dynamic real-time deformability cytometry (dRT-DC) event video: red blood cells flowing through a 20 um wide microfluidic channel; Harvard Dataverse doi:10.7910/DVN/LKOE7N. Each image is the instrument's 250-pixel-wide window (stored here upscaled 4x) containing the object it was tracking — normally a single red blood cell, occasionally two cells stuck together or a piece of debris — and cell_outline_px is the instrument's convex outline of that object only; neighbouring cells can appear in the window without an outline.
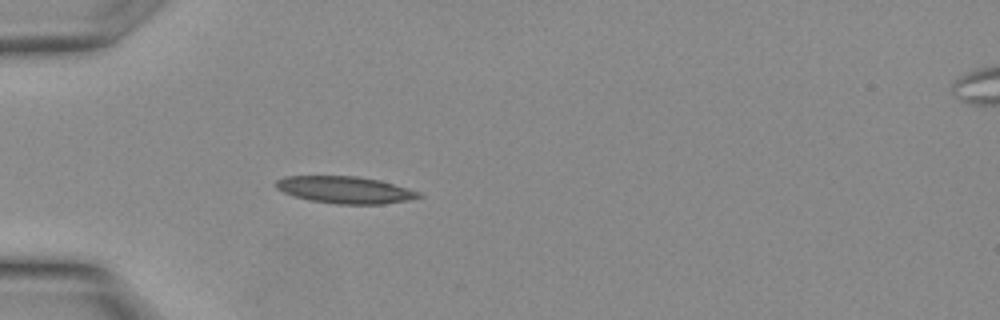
{"species": "Egyptian fruit bat (a non-hibernating species)", "species_latin": "Rousettus aegyptiacus", "temperature_condition": "warm", "stored_images_in_passage": 10, "camera_frame_rate_fps": 3000, "um_per_image_px": 0.085, "animal": {"sex": "female"}, "frame": {"image": 1, "passage_image": 4, "time_ms": 1.0, "image_size_px": [1000, 320], "cell_outline_px": [[424, 196], [384, 204], [336, 204], [308, 200], [284, 192], [276, 188], [276, 180], [284, 176], [356, 176], [380, 180], [420, 192]], "centroid_in_image_um": [29.31, 16.13], "position_along_channel_um": 55.7, "area_um2": 22.31}}
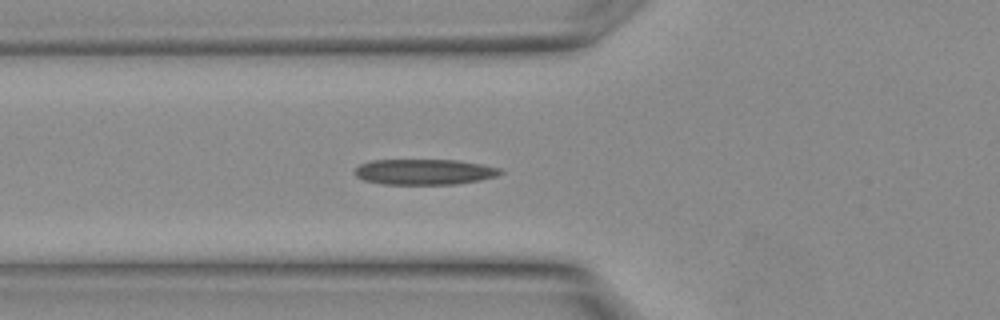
{"frame": {"image": 2, "passage_image": 6, "time_ms": 1.667, "image_size_px": [1000, 320], "cell_outline_px": [[504, 172], [496, 176], [480, 180], [456, 184], [384, 184], [364, 180], [356, 176], [352, 172], [360, 164], [368, 160], [456, 160], [480, 164], [500, 168]], "centroid_in_image_um": [36.04, 14.6], "position_along_channel_um": 89.8, "area_um2": 21.73}}
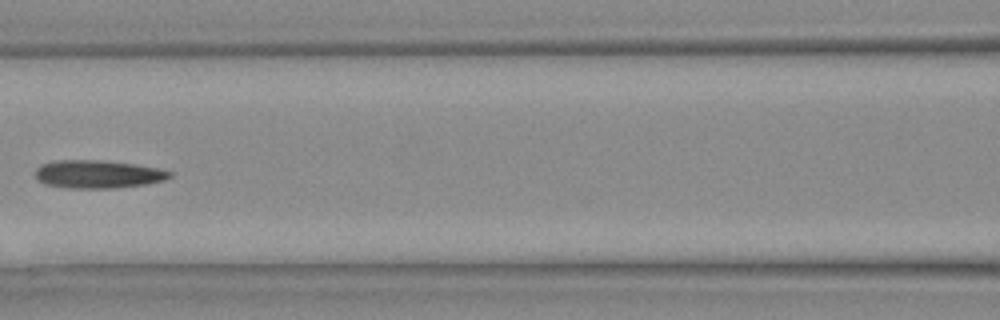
{"frame": {"image": 3, "passage_image": 9, "time_ms": 2.667, "image_size_px": [1000, 320], "cell_outline_px": [[172, 176], [164, 180], [148, 184], [112, 188], [68, 188], [44, 184], [36, 180], [36, 168], [40, 164], [60, 160], [96, 160], [136, 164], [160, 168], [172, 172]], "centroid_in_image_um": [8.32, 14.81], "position_along_channel_um": 158.3, "area_um2": 22.08}}